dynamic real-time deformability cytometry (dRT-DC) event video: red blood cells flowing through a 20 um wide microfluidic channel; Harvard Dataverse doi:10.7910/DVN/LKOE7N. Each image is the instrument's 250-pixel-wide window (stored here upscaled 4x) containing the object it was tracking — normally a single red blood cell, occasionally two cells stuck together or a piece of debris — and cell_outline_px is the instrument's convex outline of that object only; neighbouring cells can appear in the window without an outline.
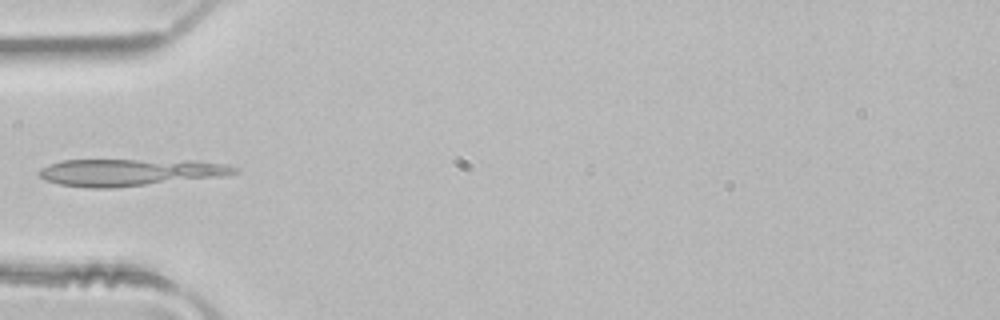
{"species": "common noctule bat (a hibernating species)", "species_latin": "Nyctalus noctula", "temperature_condition": "room temperature", "stored_images_in_passage": 4, "camera_frame_rate_fps": 3000, "um_per_image_px": 0.085, "animal": {"sex": "male", "body_mass_g": 21.5, "forearm_length_mm": 52.0}, "frame": {"image": 1, "passage_image": 4, "time_ms": 1.0, "image_size_px": [1000, 320], "cell_outline_px": [[240, 172], [224, 176], [112, 188], [88, 188], [60, 184], [44, 180], [40, 176], [40, 168], [48, 164], [64, 160], [196, 160], [228, 164], [240, 168]], "centroid_in_image_um": [11.11, 14.63], "position_along_channel_um": 73.9, "area_um2": 31.04}}